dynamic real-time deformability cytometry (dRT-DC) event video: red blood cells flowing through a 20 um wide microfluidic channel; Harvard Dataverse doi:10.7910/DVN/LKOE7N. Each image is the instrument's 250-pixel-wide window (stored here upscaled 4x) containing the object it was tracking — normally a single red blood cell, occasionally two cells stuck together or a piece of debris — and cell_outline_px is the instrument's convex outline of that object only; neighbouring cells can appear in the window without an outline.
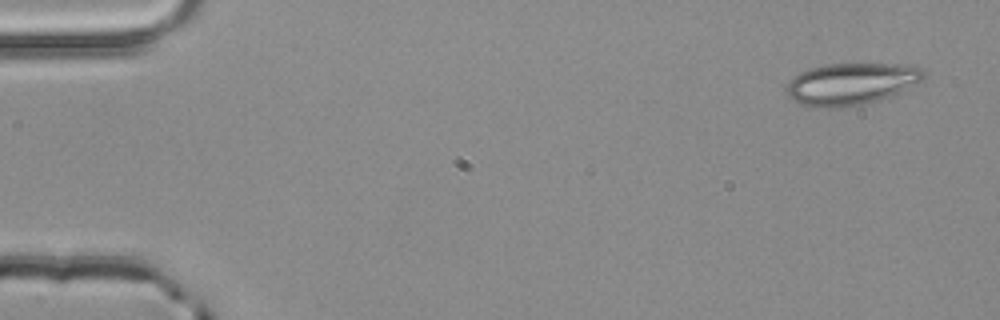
{"species": "common noctule bat (a hibernating species)", "species_latin": "Nyctalus noctula", "temperature_condition": "room temperature", "stored_images_in_passage": 4, "camera_frame_rate_fps": 3000, "um_per_image_px": 0.085, "animal": {"sex": "male", "body_mass_g": 20.4}, "frame": {"image": 1, "passage_image": 1, "time_ms": 0.0, "image_size_px": [1000, 320], "cell_outline_px": [[924, 76], [908, 92], [860, 104], [840, 108], [812, 108], [800, 104], [788, 96], [784, 88], [788, 80], [800, 72], [808, 68], [828, 64], [900, 64], [920, 68], [924, 72]], "centroid_in_image_um": [72.31, 7.14], "position_along_channel_um": 12.7, "area_um2": 33.93}}